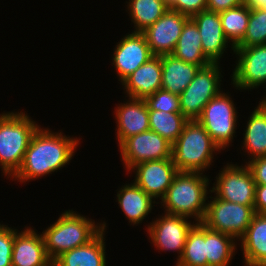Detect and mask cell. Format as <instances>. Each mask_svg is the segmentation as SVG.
Returning a JSON list of instances; mask_svg holds the SVG:
<instances>
[{
	"mask_svg": "<svg viewBox=\"0 0 266 266\" xmlns=\"http://www.w3.org/2000/svg\"><path fill=\"white\" fill-rule=\"evenodd\" d=\"M222 29L227 40L232 42L231 49L242 41L246 34L248 21L250 17V7L246 4L230 8L219 13Z\"/></svg>",
	"mask_w": 266,
	"mask_h": 266,
	"instance_id": "obj_28",
	"label": "cell"
},
{
	"mask_svg": "<svg viewBox=\"0 0 266 266\" xmlns=\"http://www.w3.org/2000/svg\"><path fill=\"white\" fill-rule=\"evenodd\" d=\"M117 139L120 146L127 138L150 130L149 110L145 99L129 97L116 107Z\"/></svg>",
	"mask_w": 266,
	"mask_h": 266,
	"instance_id": "obj_18",
	"label": "cell"
},
{
	"mask_svg": "<svg viewBox=\"0 0 266 266\" xmlns=\"http://www.w3.org/2000/svg\"><path fill=\"white\" fill-rule=\"evenodd\" d=\"M132 169L136 170L134 183L153 199L164 197L179 172L172 158L142 162Z\"/></svg>",
	"mask_w": 266,
	"mask_h": 266,
	"instance_id": "obj_14",
	"label": "cell"
},
{
	"mask_svg": "<svg viewBox=\"0 0 266 266\" xmlns=\"http://www.w3.org/2000/svg\"><path fill=\"white\" fill-rule=\"evenodd\" d=\"M219 63L200 68L194 79L179 95L181 114L187 120H197L203 112L204 106L221 90V72Z\"/></svg>",
	"mask_w": 266,
	"mask_h": 266,
	"instance_id": "obj_6",
	"label": "cell"
},
{
	"mask_svg": "<svg viewBox=\"0 0 266 266\" xmlns=\"http://www.w3.org/2000/svg\"><path fill=\"white\" fill-rule=\"evenodd\" d=\"M148 110H159L170 113L181 112L180 99L176 94L159 89L145 99Z\"/></svg>",
	"mask_w": 266,
	"mask_h": 266,
	"instance_id": "obj_32",
	"label": "cell"
},
{
	"mask_svg": "<svg viewBox=\"0 0 266 266\" xmlns=\"http://www.w3.org/2000/svg\"><path fill=\"white\" fill-rule=\"evenodd\" d=\"M37 125L23 112L0 115V168L12 177L20 168Z\"/></svg>",
	"mask_w": 266,
	"mask_h": 266,
	"instance_id": "obj_5",
	"label": "cell"
},
{
	"mask_svg": "<svg viewBox=\"0 0 266 266\" xmlns=\"http://www.w3.org/2000/svg\"><path fill=\"white\" fill-rule=\"evenodd\" d=\"M220 150L198 120H188L172 144L171 158L178 171L203 174L213 162V152Z\"/></svg>",
	"mask_w": 266,
	"mask_h": 266,
	"instance_id": "obj_4",
	"label": "cell"
},
{
	"mask_svg": "<svg viewBox=\"0 0 266 266\" xmlns=\"http://www.w3.org/2000/svg\"><path fill=\"white\" fill-rule=\"evenodd\" d=\"M153 56L143 33L132 32L123 37L117 43L112 57L119 81L121 80L120 82H122Z\"/></svg>",
	"mask_w": 266,
	"mask_h": 266,
	"instance_id": "obj_15",
	"label": "cell"
},
{
	"mask_svg": "<svg viewBox=\"0 0 266 266\" xmlns=\"http://www.w3.org/2000/svg\"><path fill=\"white\" fill-rule=\"evenodd\" d=\"M12 266H44L50 258L42 234H37L31 227L17 232L14 236Z\"/></svg>",
	"mask_w": 266,
	"mask_h": 266,
	"instance_id": "obj_19",
	"label": "cell"
},
{
	"mask_svg": "<svg viewBox=\"0 0 266 266\" xmlns=\"http://www.w3.org/2000/svg\"><path fill=\"white\" fill-rule=\"evenodd\" d=\"M266 84V83H265ZM258 107L262 108V109H266V96H265V99H261Z\"/></svg>",
	"mask_w": 266,
	"mask_h": 266,
	"instance_id": "obj_39",
	"label": "cell"
},
{
	"mask_svg": "<svg viewBox=\"0 0 266 266\" xmlns=\"http://www.w3.org/2000/svg\"><path fill=\"white\" fill-rule=\"evenodd\" d=\"M176 266H207L205 225L195 223L189 231L182 257Z\"/></svg>",
	"mask_w": 266,
	"mask_h": 266,
	"instance_id": "obj_29",
	"label": "cell"
},
{
	"mask_svg": "<svg viewBox=\"0 0 266 266\" xmlns=\"http://www.w3.org/2000/svg\"><path fill=\"white\" fill-rule=\"evenodd\" d=\"M210 192L217 198L254 208L256 183L247 165L227 164Z\"/></svg>",
	"mask_w": 266,
	"mask_h": 266,
	"instance_id": "obj_9",
	"label": "cell"
},
{
	"mask_svg": "<svg viewBox=\"0 0 266 266\" xmlns=\"http://www.w3.org/2000/svg\"><path fill=\"white\" fill-rule=\"evenodd\" d=\"M104 223L95 225L94 220L72 210L65 211L54 224L42 232L48 257L54 261L64 252L86 245L106 229Z\"/></svg>",
	"mask_w": 266,
	"mask_h": 266,
	"instance_id": "obj_3",
	"label": "cell"
},
{
	"mask_svg": "<svg viewBox=\"0 0 266 266\" xmlns=\"http://www.w3.org/2000/svg\"><path fill=\"white\" fill-rule=\"evenodd\" d=\"M166 0H129L128 10L134 23V32H143L168 10Z\"/></svg>",
	"mask_w": 266,
	"mask_h": 266,
	"instance_id": "obj_27",
	"label": "cell"
},
{
	"mask_svg": "<svg viewBox=\"0 0 266 266\" xmlns=\"http://www.w3.org/2000/svg\"><path fill=\"white\" fill-rule=\"evenodd\" d=\"M190 17L168 9L154 24L144 30L147 44L155 56L172 54L185 23Z\"/></svg>",
	"mask_w": 266,
	"mask_h": 266,
	"instance_id": "obj_12",
	"label": "cell"
},
{
	"mask_svg": "<svg viewBox=\"0 0 266 266\" xmlns=\"http://www.w3.org/2000/svg\"><path fill=\"white\" fill-rule=\"evenodd\" d=\"M172 54L178 59L195 64L200 68L212 63L203 53L199 30L191 19L185 23Z\"/></svg>",
	"mask_w": 266,
	"mask_h": 266,
	"instance_id": "obj_24",
	"label": "cell"
},
{
	"mask_svg": "<svg viewBox=\"0 0 266 266\" xmlns=\"http://www.w3.org/2000/svg\"><path fill=\"white\" fill-rule=\"evenodd\" d=\"M190 19L199 30L204 55L212 63H220L218 60L228 47L229 41L224 35L219 13L204 10L193 15Z\"/></svg>",
	"mask_w": 266,
	"mask_h": 266,
	"instance_id": "obj_16",
	"label": "cell"
},
{
	"mask_svg": "<svg viewBox=\"0 0 266 266\" xmlns=\"http://www.w3.org/2000/svg\"><path fill=\"white\" fill-rule=\"evenodd\" d=\"M44 266H55V261L50 260L46 265Z\"/></svg>",
	"mask_w": 266,
	"mask_h": 266,
	"instance_id": "obj_40",
	"label": "cell"
},
{
	"mask_svg": "<svg viewBox=\"0 0 266 266\" xmlns=\"http://www.w3.org/2000/svg\"><path fill=\"white\" fill-rule=\"evenodd\" d=\"M131 98L146 99L162 86V55L153 56L122 81Z\"/></svg>",
	"mask_w": 266,
	"mask_h": 266,
	"instance_id": "obj_17",
	"label": "cell"
},
{
	"mask_svg": "<svg viewBox=\"0 0 266 266\" xmlns=\"http://www.w3.org/2000/svg\"><path fill=\"white\" fill-rule=\"evenodd\" d=\"M117 201L126 218L133 225L142 223L152 210L155 200L134 182L124 185L117 192ZM154 200V201H153Z\"/></svg>",
	"mask_w": 266,
	"mask_h": 266,
	"instance_id": "obj_23",
	"label": "cell"
},
{
	"mask_svg": "<svg viewBox=\"0 0 266 266\" xmlns=\"http://www.w3.org/2000/svg\"><path fill=\"white\" fill-rule=\"evenodd\" d=\"M234 238L205 226L207 266H228L235 253Z\"/></svg>",
	"mask_w": 266,
	"mask_h": 266,
	"instance_id": "obj_26",
	"label": "cell"
},
{
	"mask_svg": "<svg viewBox=\"0 0 266 266\" xmlns=\"http://www.w3.org/2000/svg\"><path fill=\"white\" fill-rule=\"evenodd\" d=\"M200 67L186 63L173 54L162 55L161 89L180 95L194 79Z\"/></svg>",
	"mask_w": 266,
	"mask_h": 266,
	"instance_id": "obj_21",
	"label": "cell"
},
{
	"mask_svg": "<svg viewBox=\"0 0 266 266\" xmlns=\"http://www.w3.org/2000/svg\"><path fill=\"white\" fill-rule=\"evenodd\" d=\"M188 120L181 112L170 113L159 110H149L150 130L158 133L168 142L173 144L182 133Z\"/></svg>",
	"mask_w": 266,
	"mask_h": 266,
	"instance_id": "obj_30",
	"label": "cell"
},
{
	"mask_svg": "<svg viewBox=\"0 0 266 266\" xmlns=\"http://www.w3.org/2000/svg\"><path fill=\"white\" fill-rule=\"evenodd\" d=\"M245 4V0H207L206 10L220 13Z\"/></svg>",
	"mask_w": 266,
	"mask_h": 266,
	"instance_id": "obj_36",
	"label": "cell"
},
{
	"mask_svg": "<svg viewBox=\"0 0 266 266\" xmlns=\"http://www.w3.org/2000/svg\"><path fill=\"white\" fill-rule=\"evenodd\" d=\"M231 99L229 94L221 91L204 106L202 115L197 119L222 150L229 146L236 133L238 117Z\"/></svg>",
	"mask_w": 266,
	"mask_h": 266,
	"instance_id": "obj_8",
	"label": "cell"
},
{
	"mask_svg": "<svg viewBox=\"0 0 266 266\" xmlns=\"http://www.w3.org/2000/svg\"><path fill=\"white\" fill-rule=\"evenodd\" d=\"M266 3V0H245V4L249 7H259L263 6Z\"/></svg>",
	"mask_w": 266,
	"mask_h": 266,
	"instance_id": "obj_38",
	"label": "cell"
},
{
	"mask_svg": "<svg viewBox=\"0 0 266 266\" xmlns=\"http://www.w3.org/2000/svg\"><path fill=\"white\" fill-rule=\"evenodd\" d=\"M213 199L207 203L201 223L209 229L240 240L256 214L254 208L228 202L215 196Z\"/></svg>",
	"mask_w": 266,
	"mask_h": 266,
	"instance_id": "obj_7",
	"label": "cell"
},
{
	"mask_svg": "<svg viewBox=\"0 0 266 266\" xmlns=\"http://www.w3.org/2000/svg\"><path fill=\"white\" fill-rule=\"evenodd\" d=\"M102 230L86 245L64 252L55 261V266H106L105 238Z\"/></svg>",
	"mask_w": 266,
	"mask_h": 266,
	"instance_id": "obj_22",
	"label": "cell"
},
{
	"mask_svg": "<svg viewBox=\"0 0 266 266\" xmlns=\"http://www.w3.org/2000/svg\"><path fill=\"white\" fill-rule=\"evenodd\" d=\"M240 241L245 266H266V215L255 214Z\"/></svg>",
	"mask_w": 266,
	"mask_h": 266,
	"instance_id": "obj_20",
	"label": "cell"
},
{
	"mask_svg": "<svg viewBox=\"0 0 266 266\" xmlns=\"http://www.w3.org/2000/svg\"><path fill=\"white\" fill-rule=\"evenodd\" d=\"M207 0H171L168 8L185 14L188 17L206 10Z\"/></svg>",
	"mask_w": 266,
	"mask_h": 266,
	"instance_id": "obj_34",
	"label": "cell"
},
{
	"mask_svg": "<svg viewBox=\"0 0 266 266\" xmlns=\"http://www.w3.org/2000/svg\"><path fill=\"white\" fill-rule=\"evenodd\" d=\"M248 119L242 147L252 155L250 160L266 157V109L257 106Z\"/></svg>",
	"mask_w": 266,
	"mask_h": 266,
	"instance_id": "obj_25",
	"label": "cell"
},
{
	"mask_svg": "<svg viewBox=\"0 0 266 266\" xmlns=\"http://www.w3.org/2000/svg\"><path fill=\"white\" fill-rule=\"evenodd\" d=\"M254 210L256 214L266 215V185L256 184Z\"/></svg>",
	"mask_w": 266,
	"mask_h": 266,
	"instance_id": "obj_37",
	"label": "cell"
},
{
	"mask_svg": "<svg viewBox=\"0 0 266 266\" xmlns=\"http://www.w3.org/2000/svg\"><path fill=\"white\" fill-rule=\"evenodd\" d=\"M79 140L49 129L34 132L19 170L12 176L19 182L40 178L61 169L71 160Z\"/></svg>",
	"mask_w": 266,
	"mask_h": 266,
	"instance_id": "obj_1",
	"label": "cell"
},
{
	"mask_svg": "<svg viewBox=\"0 0 266 266\" xmlns=\"http://www.w3.org/2000/svg\"><path fill=\"white\" fill-rule=\"evenodd\" d=\"M256 184L266 185V157H258L246 162Z\"/></svg>",
	"mask_w": 266,
	"mask_h": 266,
	"instance_id": "obj_35",
	"label": "cell"
},
{
	"mask_svg": "<svg viewBox=\"0 0 266 266\" xmlns=\"http://www.w3.org/2000/svg\"><path fill=\"white\" fill-rule=\"evenodd\" d=\"M208 185L209 179L202 173L179 171L161 199L165 212L202 222L207 208Z\"/></svg>",
	"mask_w": 266,
	"mask_h": 266,
	"instance_id": "obj_2",
	"label": "cell"
},
{
	"mask_svg": "<svg viewBox=\"0 0 266 266\" xmlns=\"http://www.w3.org/2000/svg\"><path fill=\"white\" fill-rule=\"evenodd\" d=\"M122 161L128 171L139 163L171 158L172 144L148 130L127 138L120 146Z\"/></svg>",
	"mask_w": 266,
	"mask_h": 266,
	"instance_id": "obj_10",
	"label": "cell"
},
{
	"mask_svg": "<svg viewBox=\"0 0 266 266\" xmlns=\"http://www.w3.org/2000/svg\"><path fill=\"white\" fill-rule=\"evenodd\" d=\"M160 217L148 225L149 237L159 250H176L180 254L177 258L179 260L184 251L187 235L195 224L188 222V217L180 215L166 213Z\"/></svg>",
	"mask_w": 266,
	"mask_h": 266,
	"instance_id": "obj_13",
	"label": "cell"
},
{
	"mask_svg": "<svg viewBox=\"0 0 266 266\" xmlns=\"http://www.w3.org/2000/svg\"><path fill=\"white\" fill-rule=\"evenodd\" d=\"M266 44V9L250 7L246 34L236 47H250Z\"/></svg>",
	"mask_w": 266,
	"mask_h": 266,
	"instance_id": "obj_31",
	"label": "cell"
},
{
	"mask_svg": "<svg viewBox=\"0 0 266 266\" xmlns=\"http://www.w3.org/2000/svg\"><path fill=\"white\" fill-rule=\"evenodd\" d=\"M18 231L0 224V266H12L14 236Z\"/></svg>",
	"mask_w": 266,
	"mask_h": 266,
	"instance_id": "obj_33",
	"label": "cell"
},
{
	"mask_svg": "<svg viewBox=\"0 0 266 266\" xmlns=\"http://www.w3.org/2000/svg\"><path fill=\"white\" fill-rule=\"evenodd\" d=\"M238 62L232 74L233 85L241 89H253L266 83V44L235 47Z\"/></svg>",
	"mask_w": 266,
	"mask_h": 266,
	"instance_id": "obj_11",
	"label": "cell"
}]
</instances>
